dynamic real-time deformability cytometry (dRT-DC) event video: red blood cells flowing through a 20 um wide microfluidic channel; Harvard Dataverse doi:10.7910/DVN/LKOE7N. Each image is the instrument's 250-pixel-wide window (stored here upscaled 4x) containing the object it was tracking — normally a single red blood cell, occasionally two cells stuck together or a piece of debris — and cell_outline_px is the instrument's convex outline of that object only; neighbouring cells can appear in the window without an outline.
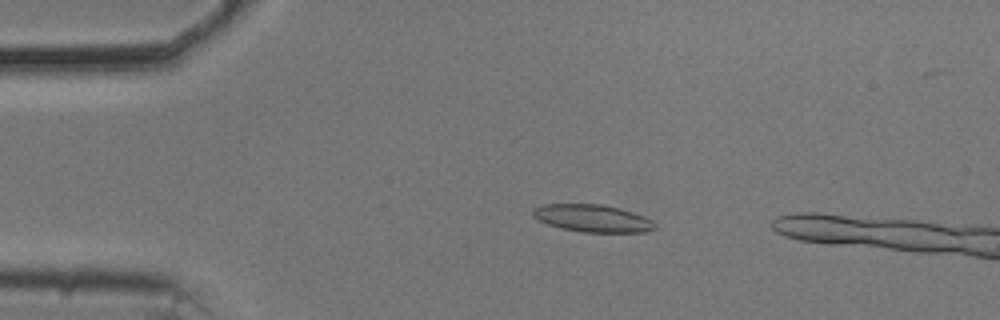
{"species": "common noctule bat (a hibernating species)", "species_latin": "Nyctalus noctula", "temperature_condition": "cold", "stored_images_in_passage": 16, "camera_frame_rate_fps": 3000, "um_per_image_px": 0.085, "animal": {"sex": "male", "body_mass_g": 20.5, "forearm_length_mm": 52.5}, "frame": {"image": 1, "passage_image": 12, "time_ms": 3.667, "image_size_px": [1000, 320], "cell_outline_px": [[656, 228], [648, 232], [584, 232], [560, 228], [548, 224], [532, 216], [532, 208], [544, 204], [604, 204], [632, 212], [644, 216], [652, 220], [656, 224]], "centroid_in_image_um": [50.37, 18.55], "position_along_channel_um": 34.6, "area_um2": 19.54}}